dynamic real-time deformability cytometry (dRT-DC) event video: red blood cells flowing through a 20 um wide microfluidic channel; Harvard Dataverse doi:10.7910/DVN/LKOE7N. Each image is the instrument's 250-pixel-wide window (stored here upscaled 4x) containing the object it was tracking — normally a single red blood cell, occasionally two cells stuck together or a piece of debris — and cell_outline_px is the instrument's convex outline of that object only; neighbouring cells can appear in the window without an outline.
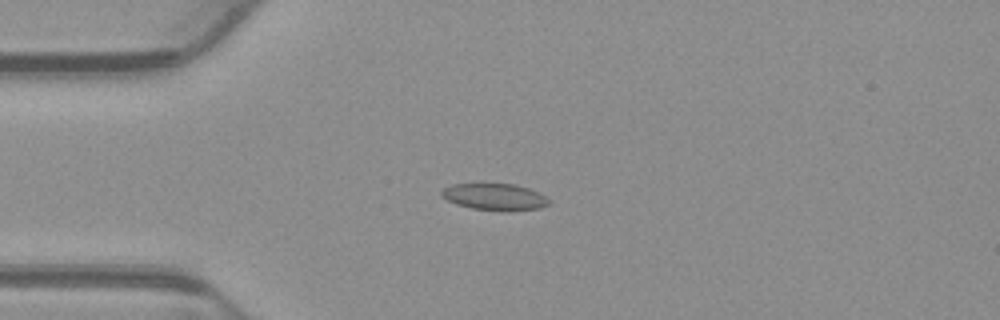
{"species": "common noctule bat (a hibernating species)", "species_latin": "Nyctalus noctula", "temperature_condition": "warm", "stored_images_in_passage": 41, "camera_frame_rate_fps": 3000, "um_per_image_px": 0.085, "animal": {"sex": "male", "body_mass_g": 23.1, "forearm_length_mm": 52.7}, "frame": {"image": 1, "passage_image": 1, "time_ms": 0.0, "image_size_px": [1000, 320], "cell_outline_px": [[552, 200], [548, 204], [540, 208], [512, 212], [508, 212], [472, 208], [456, 204], [440, 196], [440, 192], [444, 188], [452, 184], [516, 184], [540, 192]], "centroid_in_image_um": [42.1, 16.74], "position_along_channel_um": 42.9, "area_um2": 16.99}}
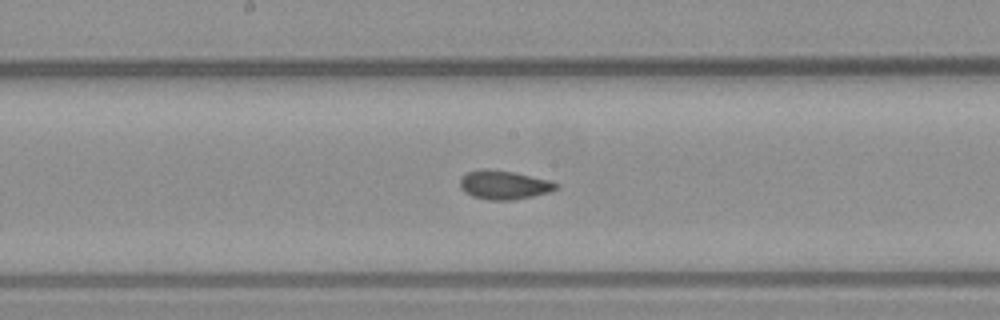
{"frame": {"image": 2, "passage_image": 15, "time_ms": 4.667, "image_size_px": [1000, 320], "cell_outline_px": [[560, 188], [552, 192], [512, 200], [488, 200], [472, 196], [464, 192], [460, 188], [460, 180], [468, 172], [484, 168], [512, 172], [552, 180], [560, 184]], "centroid_in_image_um": [42.9, 15.72], "position_along_channel_um": 205.3, "area_um2": 16.3}}
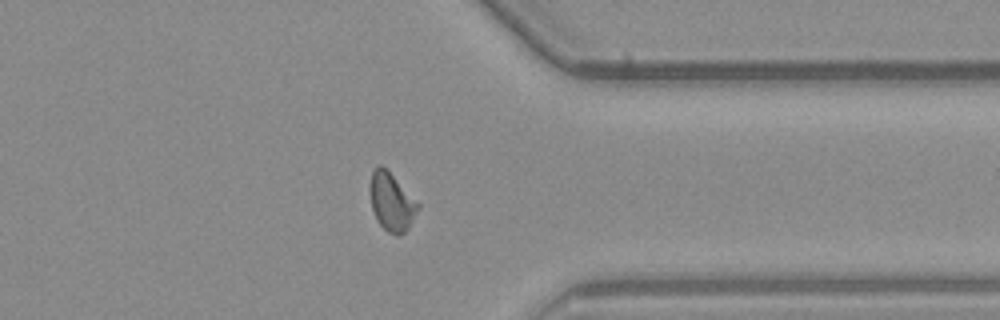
{"frame": {"image": 3, "passage_image": 29, "time_ms": 9.333, "image_size_px": [1000, 320], "cell_outline_px": [[420, 208], [408, 228], [404, 232], [396, 236], [388, 232], [376, 220], [372, 208], [368, 188], [368, 184], [372, 172], [376, 164], [380, 164], [420, 204]], "centroid_in_image_um": [33.25, 17.17], "position_along_channel_um": 378.2, "area_um2": 16.18}, "authors_computed_cell_mechanics": {"area_um2": 15.895, "velocity_mm_per_s": 3.883, "shape_relaxation_time_tau1_ms": null, "shape_relaxation_time_tau2_ms": 1.1874, "deformation_change_tau1": null, "deformation_change_tau2": 0.0692}}